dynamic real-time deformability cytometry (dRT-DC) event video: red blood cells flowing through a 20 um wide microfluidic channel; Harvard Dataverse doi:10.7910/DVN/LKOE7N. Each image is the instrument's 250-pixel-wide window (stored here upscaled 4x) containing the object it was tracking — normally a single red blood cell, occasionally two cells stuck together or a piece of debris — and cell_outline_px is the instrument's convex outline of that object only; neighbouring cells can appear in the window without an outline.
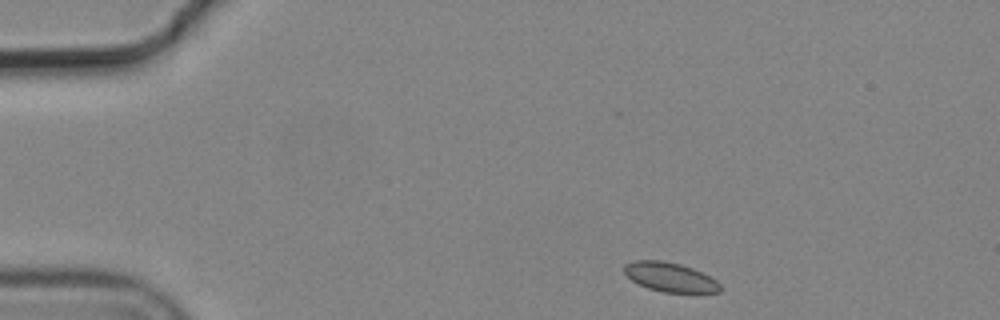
{"species": "common noctule bat (a hibernating species)", "species_latin": "Nyctalus noctula", "temperature_condition": "cold", "stored_images_in_passage": 4, "camera_frame_rate_fps": 3000, "um_per_image_px": 0.085, "animal": {"sex": "male", "body_mass_g": 19.2, "forearm_length_mm": 51.8}, "frame": {"image": 1, "passage_image": 1, "time_ms": 0.0, "image_size_px": [1000, 320], "cell_outline_px": [[720, 292], [664, 292], [648, 288], [632, 280], [624, 272], [624, 264], [632, 260], [660, 260], [680, 264], [692, 268], [716, 280], [720, 284]], "centroid_in_image_um": [56.92, 23.54], "position_along_channel_um": 28.1, "area_um2": 16.13}}
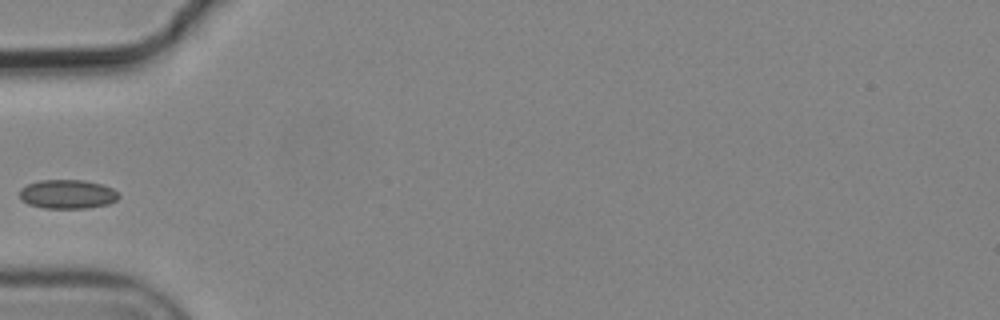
{"frame": {"image": 2, "passage_image": 4, "time_ms": 1.0, "image_size_px": [1000, 320], "cell_outline_px": [[120, 196], [116, 200], [108, 204], [88, 208], [44, 208], [28, 204], [20, 200], [20, 188], [28, 184], [40, 180], [84, 180], [100, 184], [112, 188]], "centroid_in_image_um": [5.71, 16.51], "position_along_channel_um": 79.3, "area_um2": 16.76}}